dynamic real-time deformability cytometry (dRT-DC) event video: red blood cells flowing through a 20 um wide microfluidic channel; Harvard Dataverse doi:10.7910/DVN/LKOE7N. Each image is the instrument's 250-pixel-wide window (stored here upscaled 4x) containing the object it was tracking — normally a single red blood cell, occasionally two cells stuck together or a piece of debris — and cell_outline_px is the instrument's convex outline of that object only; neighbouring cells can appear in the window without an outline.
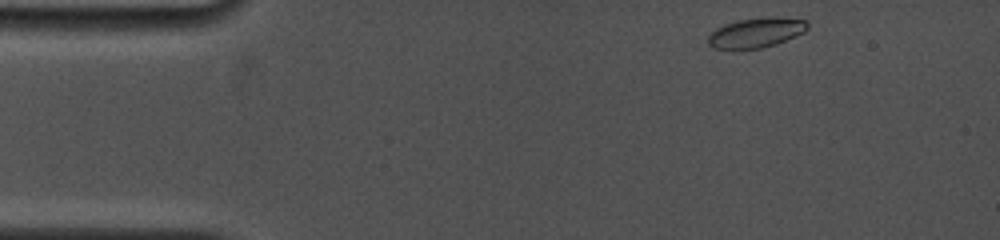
{"species": "common noctule bat (a hibernating species)", "species_latin": "Nyctalus noctula", "temperature_condition": "cold", "stored_images_in_passage": 41, "camera_frame_rate_fps": 5000, "um_per_image_px": 0.085, "animal": {"sex": "female", "body_mass_g": 19.0, "forearm_length_mm": 53.3}, "frame": {"image": 1, "passage_image": 1, "time_ms": 0.0, "image_size_px": [1000, 240], "cell_outline_px": [[808, 28], [804, 32], [796, 36], [776, 44], [760, 48], [712, 48], [708, 44], [708, 36], [716, 28], [724, 24], [740, 20], [768, 16], [808, 20]], "centroid_in_image_um": [64.29, 2.76], "position_along_channel_um": 20.7, "area_um2": 17.17}}
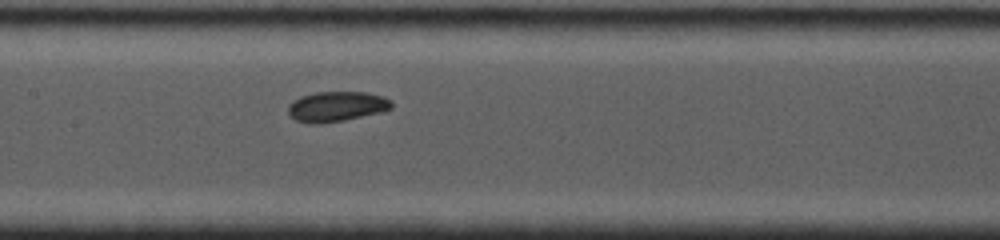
{"frame": {"image": 2, "passage_image": 24, "time_ms": 6.2, "image_size_px": [1000, 240], "cell_outline_px": [[392, 108], [380, 112], [344, 120], [320, 124], [308, 124], [296, 120], [288, 112], [288, 104], [292, 100], [300, 96], [316, 92], [364, 92], [384, 96], [392, 100]], "centroid_in_image_um": [28.59, 9.05], "position_along_channel_um": 178.8, "area_um2": 18.26}}
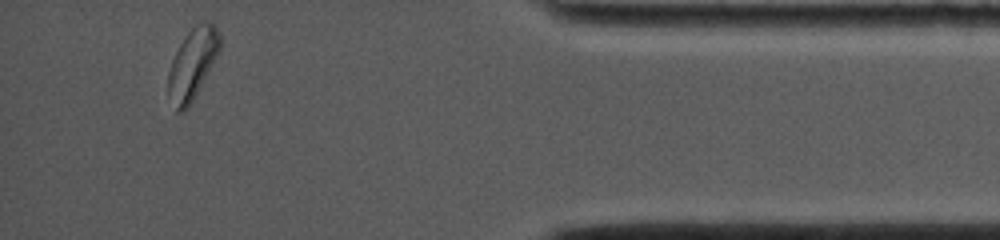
{"frame": {"image": 3, "passage_image": 41, "time_ms": 13.4, "image_size_px": [1000, 240], "cell_outline_px": [[220, 48], [216, 56], [188, 108], [184, 112], [176, 112], [168, 92], [168, 72], [172, 60], [180, 44], [188, 32], [196, 24], [204, 20], [212, 20], [216, 24], [220, 36]], "centroid_in_image_um": [16.36, 5.38], "position_along_channel_um": 418.8, "area_um2": 20.98}, "authors_computed_cell_mechanics": {"area_um2": 17.8024, "velocity_mm_per_s": 3.7761, "shape_relaxation_time_tau1_ms": 4.9941, "shape_relaxation_time_tau2_ms": 2.2359, "deformation_change_tau1": 0.097, "deformation_change_tau2": 0.061}}